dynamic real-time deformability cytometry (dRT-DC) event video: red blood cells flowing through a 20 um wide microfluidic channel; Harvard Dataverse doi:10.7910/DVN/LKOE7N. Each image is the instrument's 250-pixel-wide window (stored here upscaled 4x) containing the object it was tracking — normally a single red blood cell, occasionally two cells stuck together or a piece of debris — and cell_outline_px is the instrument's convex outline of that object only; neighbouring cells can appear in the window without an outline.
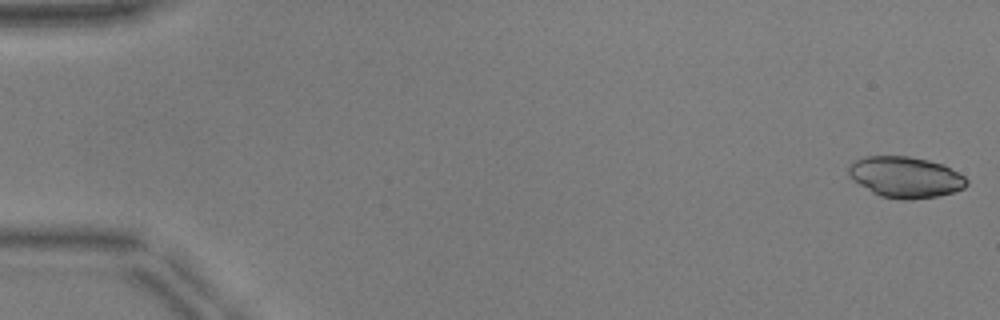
{"species": "common noctule bat (a hibernating species)", "species_latin": "Nyctalus noctula", "temperature_condition": "warm", "stored_images_in_passage": 12, "camera_frame_rate_fps": 3000, "um_per_image_px": 0.085, "animal": {"sex": "male", "body_mass_g": 17.9, "forearm_length_mm": 54.2}, "frame": {"image": 1, "passage_image": 1, "time_ms": 0.0, "image_size_px": [1000, 320], "cell_outline_px": [[968, 184], [964, 188], [952, 192], [936, 196], [912, 200], [904, 200], [880, 196], [872, 192], [852, 180], [848, 176], [848, 164], [864, 156], [908, 156], [928, 160], [940, 164], [964, 176], [968, 180]], "centroid_in_image_um": [76.91, 15.06], "position_along_channel_um": 8.1, "area_um2": 28.15}}